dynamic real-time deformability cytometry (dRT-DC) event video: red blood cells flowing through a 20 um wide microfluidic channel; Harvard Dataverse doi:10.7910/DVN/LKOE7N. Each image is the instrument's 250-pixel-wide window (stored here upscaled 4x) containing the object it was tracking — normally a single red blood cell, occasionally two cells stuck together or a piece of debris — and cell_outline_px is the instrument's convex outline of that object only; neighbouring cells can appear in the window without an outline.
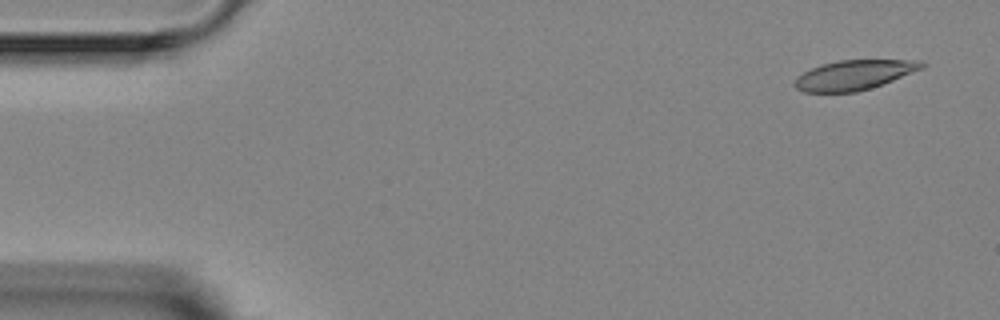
{"species": "Egyptian fruit bat (a non-hibernating species)", "species_latin": "Rousettus aegyptiacus", "temperature_condition": "room temperature", "stored_images_in_passage": 5, "segment_of_instrument_passage": [1, 2], "camera_frame_rate_fps": 3000, "um_per_image_px": 0.085, "animal": {"sex": "female"}, "frame": {"image": 1, "passage_image": 1, "time_ms": 0.0, "image_size_px": [1000, 320], "cell_outline_px": [[928, 64], [924, 68], [892, 80], [856, 92], [804, 92], [796, 88], [792, 84], [792, 80], [796, 76], [820, 64], [836, 60], [924, 60]], "centroid_in_image_um": [72.58, 6.36], "position_along_channel_um": 12.4, "area_um2": 22.14}}
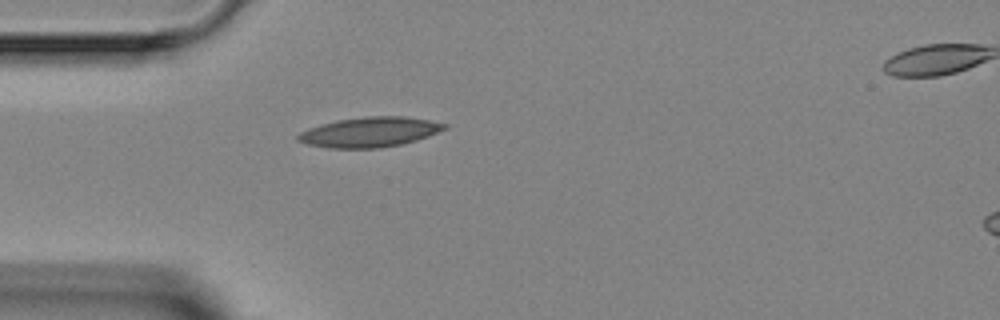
{"frame": {"image": 2, "passage_image": 4, "time_ms": 3.667, "image_size_px": [1000, 320], "cell_outline_px": [[448, 128], [428, 136], [416, 140], [400, 144], [376, 148], [328, 148], [308, 144], [296, 140], [296, 136], [300, 132], [308, 128], [320, 124], [336, 120], [364, 116], [404, 116], [428, 120], [448, 124]], "centroid_in_image_um": [31.4, 11.22], "position_along_channel_um": 53.6, "area_um2": 25.61}}